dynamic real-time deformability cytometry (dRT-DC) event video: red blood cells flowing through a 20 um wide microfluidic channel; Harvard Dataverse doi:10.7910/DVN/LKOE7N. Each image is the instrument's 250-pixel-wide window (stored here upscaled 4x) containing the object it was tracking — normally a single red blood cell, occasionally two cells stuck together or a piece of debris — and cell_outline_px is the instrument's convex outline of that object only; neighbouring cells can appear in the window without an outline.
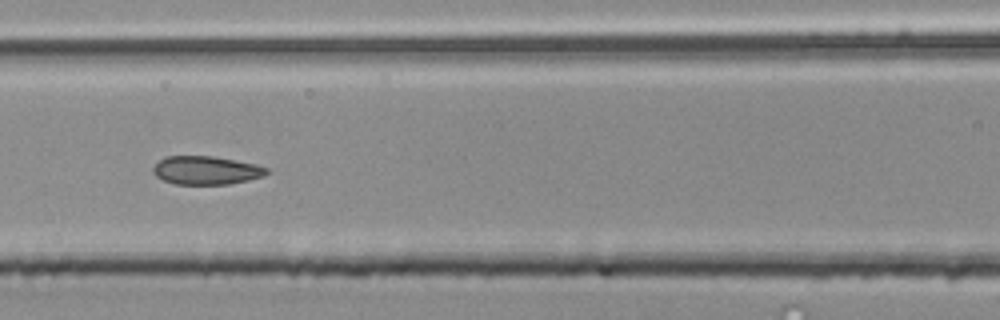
{"species": "common noctule bat (a hibernating species)", "species_latin": "Nyctalus noctula", "temperature_condition": "room temperature", "stored_images_in_passage": 25, "camera_frame_rate_fps": 3000, "um_per_image_px": 0.085, "animal": {"sex": "male", "body_mass_g": 20.4}, "frame": {"image": 1, "passage_image": 8, "time_ms": 2.333, "image_size_px": [1000, 320], "cell_outline_px": [[268, 172], [264, 176], [248, 180], [228, 184], [176, 184], [164, 180], [156, 176], [152, 172], [152, 168], [164, 156], [212, 156], [256, 164], [268, 168]], "centroid_in_image_um": [17.51, 14.47], "position_along_channel_um": 149.1, "area_um2": 18.73}}
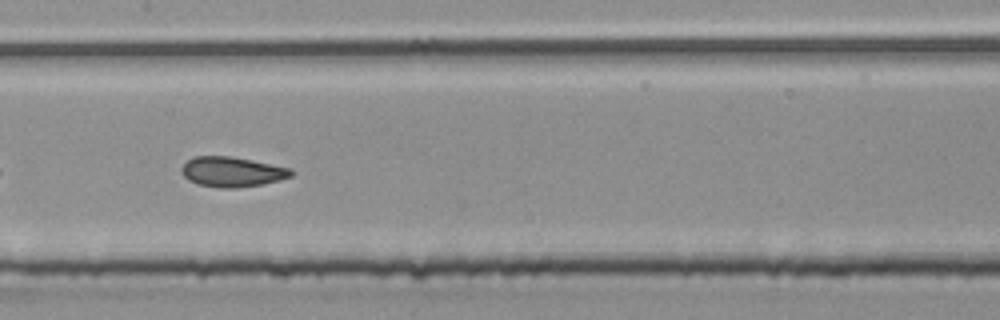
{"frame": {"image": 2, "passage_image": 11, "time_ms": 3.333, "image_size_px": [1000, 320], "cell_outline_px": [[292, 176], [280, 180], [264, 184], [236, 188], [220, 188], [196, 184], [188, 180], [184, 176], [180, 168], [192, 156], [228, 156], [292, 168]], "centroid_in_image_um": [19.71, 14.61], "position_along_channel_um": 187.7, "area_um2": 19.19}, "authors_computed_cell_mechanics": {"area_um2": 19.074, "velocity_mm_per_s": 3.8657, "shape_relaxation_time_tau1_ms": null, "shape_relaxation_time_tau2_ms": 1.3844, "deformation_change_tau1": null, "deformation_change_tau2": 0.0652}}